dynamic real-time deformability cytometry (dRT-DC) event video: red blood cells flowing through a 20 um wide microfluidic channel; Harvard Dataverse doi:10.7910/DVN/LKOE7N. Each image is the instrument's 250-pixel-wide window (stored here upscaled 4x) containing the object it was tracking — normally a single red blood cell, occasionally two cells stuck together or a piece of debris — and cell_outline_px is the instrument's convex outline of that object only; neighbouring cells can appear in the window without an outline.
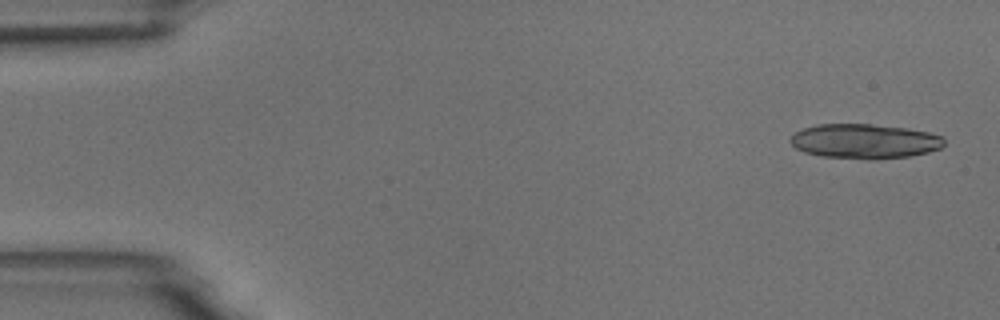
{"species": "common noctule bat (a hibernating species)", "species_latin": "Nyctalus noctula", "temperature_condition": "room temperature", "stored_images_in_passage": 5, "camera_frame_rate_fps": 3000, "um_per_image_px": 0.085, "animal": {"sex": "male", "body_mass_g": 18.8}, "frame": {"image": 1, "passage_image": 1, "time_ms": 0.0, "image_size_px": [1000, 320], "cell_outline_px": [[944, 144], [940, 148], [928, 152], [908, 156], [868, 160], [820, 156], [804, 152], [796, 148], [788, 140], [796, 132], [804, 128], [820, 124], [872, 124], [908, 128], [928, 132], [944, 136]], "centroid_in_image_um": [73.49, 12.01], "position_along_channel_um": 11.5, "area_um2": 31.15}}